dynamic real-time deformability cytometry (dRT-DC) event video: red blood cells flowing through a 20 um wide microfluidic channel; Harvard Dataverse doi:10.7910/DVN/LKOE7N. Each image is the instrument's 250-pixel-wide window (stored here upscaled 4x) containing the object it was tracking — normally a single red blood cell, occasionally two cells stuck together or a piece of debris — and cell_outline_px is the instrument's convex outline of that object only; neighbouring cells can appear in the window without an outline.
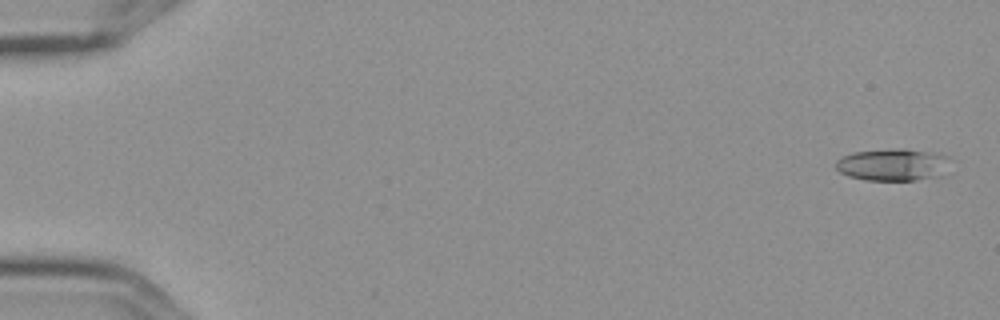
{"species": "Egyptian fruit bat (a non-hibernating species)", "species_latin": "Rousettus aegyptiacus", "temperature_condition": "cold", "stored_images_in_passage": 6, "camera_frame_rate_fps": 3000, "um_per_image_px": 0.085, "frame": {"image": 1, "passage_image": 1, "time_ms": 0.0, "image_size_px": [1000, 320], "cell_outline_px": [[952, 160], [940, 176], [916, 180], [864, 180], [848, 176], [840, 172], [836, 168], [836, 160], [852, 152], [896, 148], [904, 148], [932, 152], [948, 156]], "centroid_in_image_um": [75.91, 13.99], "position_along_channel_um": 9.1, "area_um2": 21.62}}
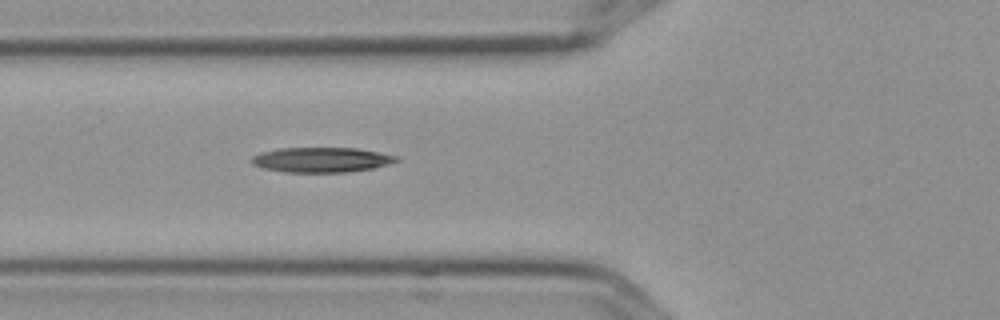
{"frame": {"image": 2, "passage_image": 6, "time_ms": 1.667, "image_size_px": [1000, 320], "cell_outline_px": [[400, 160], [388, 164], [372, 168], [344, 172], [284, 172], [264, 168], [252, 164], [252, 156], [260, 152], [280, 148], [356, 148], [396, 156]], "centroid_in_image_um": [27.28, 13.58], "position_along_channel_um": 98.5, "area_um2": 20.81}}